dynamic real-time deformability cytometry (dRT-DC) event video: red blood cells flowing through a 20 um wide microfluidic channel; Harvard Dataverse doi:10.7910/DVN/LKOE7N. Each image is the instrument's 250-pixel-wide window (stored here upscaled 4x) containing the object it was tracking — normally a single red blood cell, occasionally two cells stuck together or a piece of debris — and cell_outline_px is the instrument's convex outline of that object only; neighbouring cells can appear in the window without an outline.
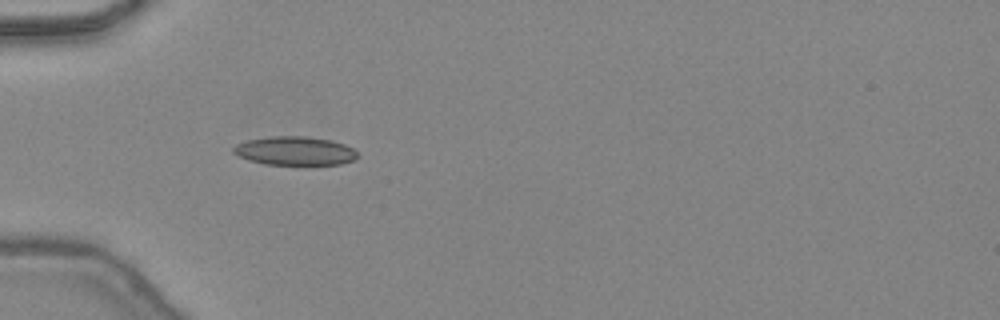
{"species": "common noctule bat (a hibernating species)", "species_latin": "Nyctalus noctula", "temperature_condition": "warm", "stored_images_in_passage": 34, "camera_frame_rate_fps": 3000, "um_per_image_px": 0.085, "animal": {"sex": "female", "body_mass_g": 24.6, "forearm_length_mm": 56.2}, "frame": {"image": 1, "passage_image": 3, "time_ms": 0.667, "image_size_px": [1000, 320], "cell_outline_px": [[360, 156], [356, 160], [340, 164], [264, 164], [248, 160], [232, 152], [232, 148], [236, 144], [248, 140], [272, 136], [304, 136], [328, 140], [344, 144], [352, 148]], "centroid_in_image_um": [25.07, 12.83], "position_along_channel_um": 59.9, "area_um2": 20.63}}
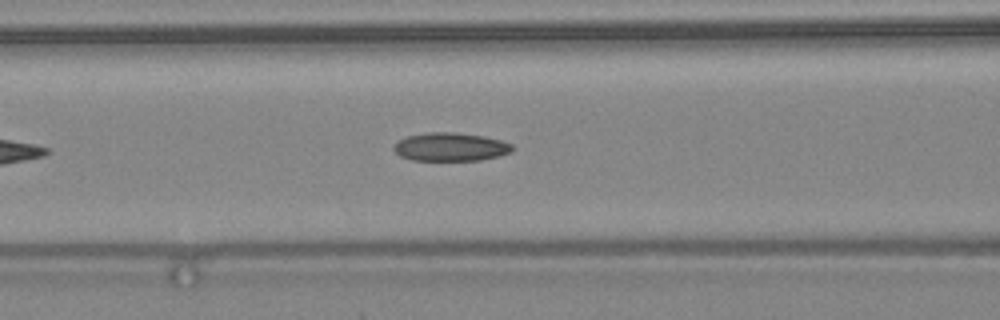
{"frame": {"image": 2, "passage_image": 8, "time_ms": 2.333, "image_size_px": [1000, 320], "cell_outline_px": [[512, 152], [480, 160], [412, 160], [400, 156], [392, 148], [396, 140], [408, 136], [428, 132], [456, 132], [484, 136], [500, 140], [512, 144]], "centroid_in_image_um": [38.25, 12.48], "position_along_channel_um": 128.3, "area_um2": 19.59}}
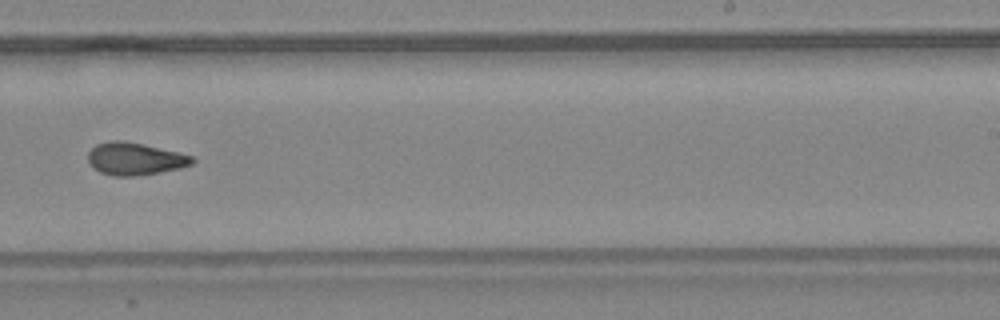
{"frame": {"image": 3, "passage_image": 18, "time_ms": 5.667, "image_size_px": [1000, 320], "cell_outline_px": [[196, 160], [192, 164], [180, 168], [160, 172], [136, 176], [112, 176], [100, 172], [92, 168], [88, 164], [88, 152], [96, 144], [112, 140], [124, 140], [144, 144], [192, 156]], "centroid_in_image_um": [11.43, 13.5], "position_along_channel_um": 277.6, "area_um2": 19.83}, "authors_computed_cell_mechanics": {"area_um2": 19.6231, "velocity_mm_per_s": 4.4835, "shape_relaxation_time_tau1_ms": null, "shape_relaxation_time_tau2_ms": 2.7399, "deformation_change_tau1": null, "deformation_change_tau2": 0.0956}}